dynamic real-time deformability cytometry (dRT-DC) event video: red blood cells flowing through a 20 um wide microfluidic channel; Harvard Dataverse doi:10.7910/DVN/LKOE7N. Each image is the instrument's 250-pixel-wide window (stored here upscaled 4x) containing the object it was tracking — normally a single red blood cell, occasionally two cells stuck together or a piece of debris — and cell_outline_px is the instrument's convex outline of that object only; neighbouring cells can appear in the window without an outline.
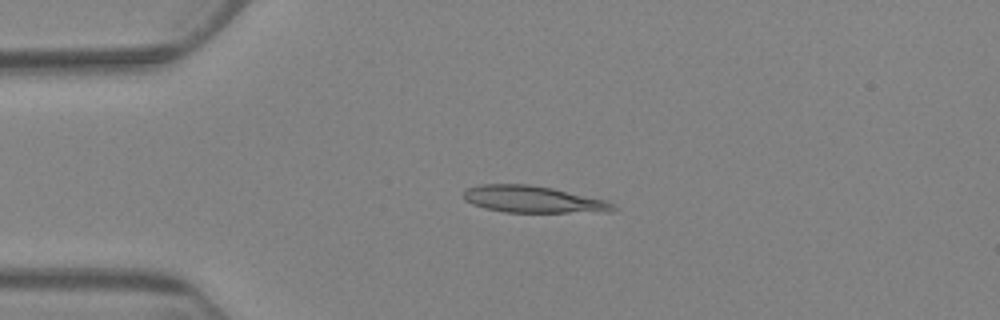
{"species": "Egyptian fruit bat (a non-hibernating species)", "species_latin": "Rousettus aegyptiacus", "temperature_condition": "warm", "stored_images_in_passage": 6, "camera_frame_rate_fps": 3000, "um_per_image_px": 0.085, "animal": {"sex": "female"}, "frame": {"image": 1, "passage_image": 5, "time_ms": 4.667, "image_size_px": [1000, 320], "cell_outline_px": [[620, 208], [612, 212], [504, 212], [484, 208], [472, 204], [464, 200], [464, 192], [468, 188], [480, 184], [528, 184], [552, 188], [608, 200]], "centroid_in_image_um": [45.37, 16.95], "position_along_channel_um": 39.6, "area_um2": 23.58}}